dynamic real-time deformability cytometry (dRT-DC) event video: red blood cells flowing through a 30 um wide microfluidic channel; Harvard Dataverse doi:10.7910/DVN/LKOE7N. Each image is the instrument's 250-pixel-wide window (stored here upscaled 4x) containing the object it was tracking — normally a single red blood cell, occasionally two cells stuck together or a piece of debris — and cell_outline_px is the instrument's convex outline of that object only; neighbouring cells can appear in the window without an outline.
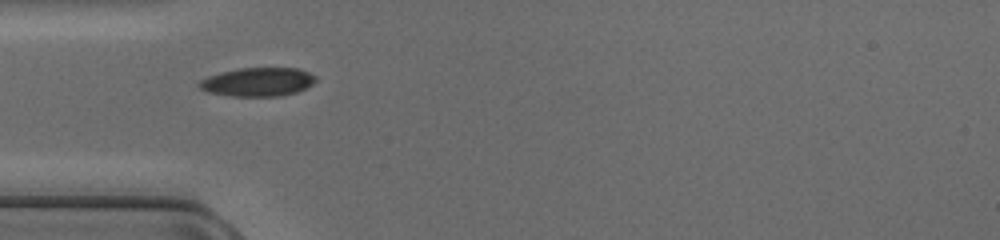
{"species": "common noctule bat (a hibernating species)", "species_latin": "Nyctalus noctula", "temperature_condition": "cold", "stored_images_in_passage": 28, "camera_frame_rate_fps": 3000, "um_per_image_px": 0.085, "animal": {"sex": "female", "body_mass_g": 17.0, "forearm_length_mm": 48.0}, "frame": {"image": 1, "passage_image": 1, "time_ms": 0.0, "image_size_px": [1000, 240], "cell_outline_px": [[316, 80], [312, 84], [296, 92], [280, 96], [232, 96], [208, 92], [200, 88], [196, 84], [200, 80], [208, 76], [220, 72], [240, 68], [300, 68], [316, 76]], "centroid_in_image_um": [21.89, 6.96], "position_along_channel_um": 63.1, "area_um2": 19.48}}
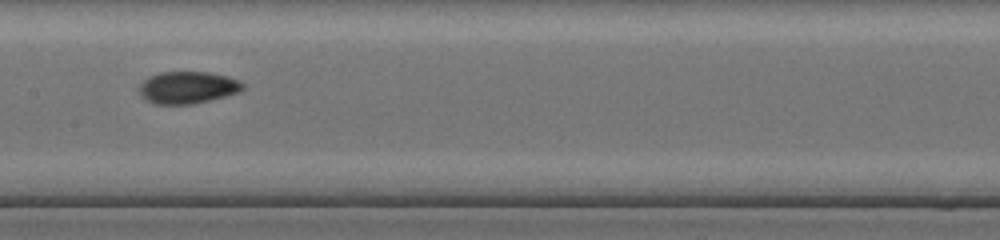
{"frame": {"image": 2, "passage_image": 10, "time_ms": 3.0, "image_size_px": [1000, 240], "cell_outline_px": [[244, 88], [236, 92], [224, 96], [192, 104], [156, 104], [148, 100], [140, 92], [140, 84], [148, 76], [160, 72], [208, 72], [228, 76], [240, 80], [244, 84]], "centroid_in_image_um": [15.96, 7.42], "position_along_channel_um": 191.4, "area_um2": 19.13}}
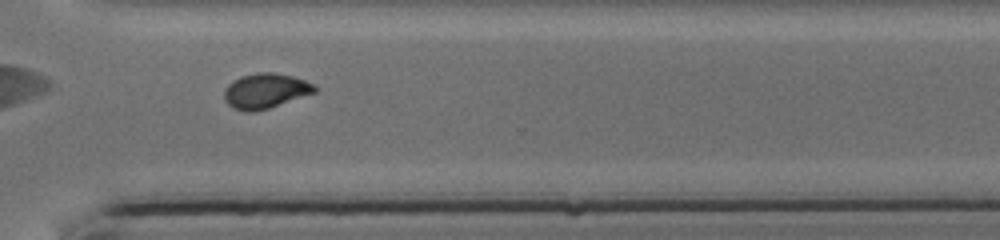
{"frame": {"image": 3, "passage_image": 21, "time_ms": 6.667, "image_size_px": [1000, 240], "cell_outline_px": [[316, 92], [268, 108], [252, 112], [248, 112], [232, 108], [224, 100], [224, 88], [232, 80], [240, 76], [256, 72], [272, 72], [292, 76], [304, 80], [312, 84], [316, 88]], "centroid_in_image_um": [22.5, 7.72], "position_along_channel_um": 348.1, "area_um2": 18.44}}